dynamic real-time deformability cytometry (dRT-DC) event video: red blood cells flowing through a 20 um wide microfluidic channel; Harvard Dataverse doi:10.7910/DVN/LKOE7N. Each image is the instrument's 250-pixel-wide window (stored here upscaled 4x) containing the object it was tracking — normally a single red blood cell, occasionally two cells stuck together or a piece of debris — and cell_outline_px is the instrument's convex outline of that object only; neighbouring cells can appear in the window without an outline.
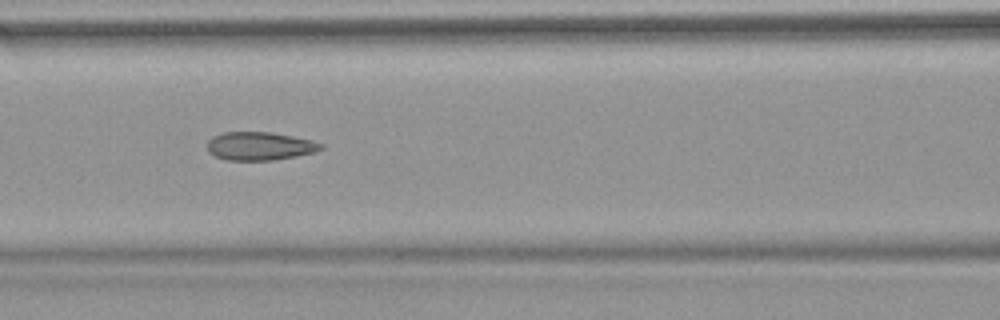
{"species": "common noctule bat (a hibernating species)", "species_latin": "Nyctalus noctula", "temperature_condition": "warm", "stored_images_in_passage": 53, "camera_frame_rate_fps": 3000, "um_per_image_px": 0.085, "animal": {"sex": "female", "body_mass_g": 18.4}, "frame": {"image": 1, "passage_image": 23, "time_ms": 7.333, "image_size_px": [1000, 320], "cell_outline_px": [[324, 148], [316, 152], [296, 156], [272, 160], [228, 160], [216, 156], [208, 152], [208, 140], [212, 136], [224, 132], [272, 132], [312, 140], [324, 144]], "centroid_in_image_um": [22.1, 12.41], "position_along_channel_um": 144.5, "area_um2": 18.79}, "authors_computed_cell_mechanics": {"area_um2": 19.5364, "velocity_mm_per_s": 3.8332, "shape_relaxation_time_tau1_ms": null, "shape_relaxation_time_tau2_ms": 2.1581, "deformation_change_tau1": null, "deformation_change_tau2": 0.1007}}